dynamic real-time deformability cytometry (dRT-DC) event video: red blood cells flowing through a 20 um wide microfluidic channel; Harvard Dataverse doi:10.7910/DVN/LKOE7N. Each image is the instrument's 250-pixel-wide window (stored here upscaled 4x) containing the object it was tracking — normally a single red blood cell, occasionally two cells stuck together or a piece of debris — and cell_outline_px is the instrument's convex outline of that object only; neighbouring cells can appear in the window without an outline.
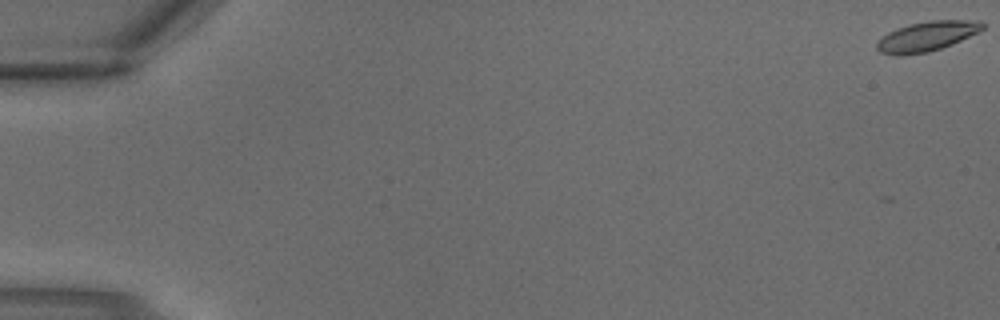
{"species": "common noctule bat (a hibernating species)", "species_latin": "Nyctalus noctula", "temperature_condition": "warm", "stored_images_in_passage": 4, "camera_frame_rate_fps": 3000, "um_per_image_px": 0.085, "animal": {"sex": "male", "body_mass_g": 18.8}, "frame": {"image": 1, "passage_image": 1, "time_ms": 0.0, "image_size_px": [1000, 320], "cell_outline_px": [[984, 28], [980, 32], [952, 44], [928, 52], [900, 56], [880, 52], [876, 48], [876, 44], [888, 32], [896, 28], [908, 24], [932, 20], [980, 20], [984, 24]], "centroid_in_image_um": [78.81, 3.08], "position_along_channel_um": 6.2, "area_um2": 18.38}}
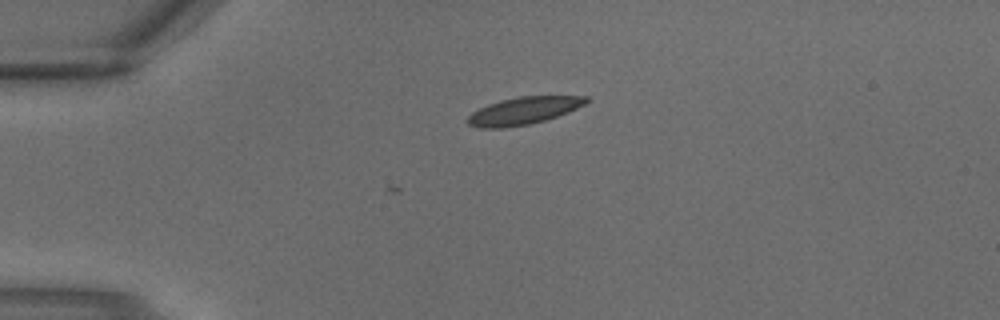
{"frame": {"image": 2, "passage_image": 3, "time_ms": 0.667, "image_size_px": [1000, 320], "cell_outline_px": [[592, 100], [568, 112], [544, 120], [528, 124], [504, 128], [480, 128], [468, 124], [468, 116], [472, 112], [488, 104], [500, 100], [520, 96], [588, 96]], "centroid_in_image_um": [44.51, 9.4], "position_along_channel_um": 40.5, "area_um2": 18.79}}